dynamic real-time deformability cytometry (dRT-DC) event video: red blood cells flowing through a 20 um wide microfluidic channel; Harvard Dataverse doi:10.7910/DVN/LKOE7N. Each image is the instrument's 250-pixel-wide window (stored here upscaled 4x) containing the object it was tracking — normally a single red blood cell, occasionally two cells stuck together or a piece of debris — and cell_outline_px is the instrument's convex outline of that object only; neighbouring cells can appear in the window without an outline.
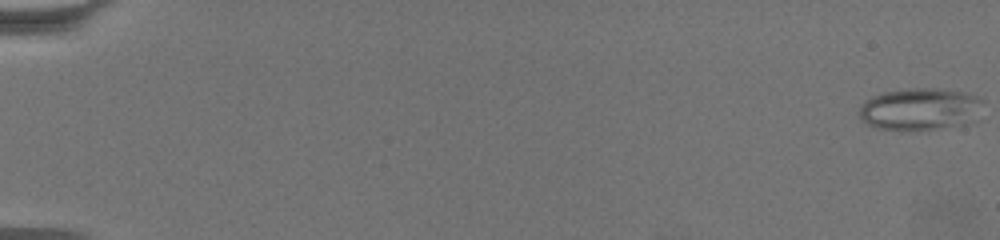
{"species": "common noctule bat (a hibernating species)", "species_latin": "Nyctalus noctula", "temperature_condition": "warm", "stored_images_in_passage": 64, "camera_frame_rate_fps": 3000, "um_per_image_px": 0.085, "animal": {"sex": "female", "body_mass_g": 19.5, "forearm_length_mm": 54.1}, "frame": {"image": 1, "passage_image": 1, "time_ms": 0.0, "image_size_px": [1000, 240], "cell_outline_px": [[984, 100], [968, 120], [960, 124], [908, 132], [876, 128], [868, 124], [860, 116], [860, 104], [872, 96], [884, 92], [912, 88], [940, 88], [964, 92], [976, 96]], "centroid_in_image_um": [78.09, 9.26], "position_along_channel_um": 6.9, "area_um2": 29.88}}
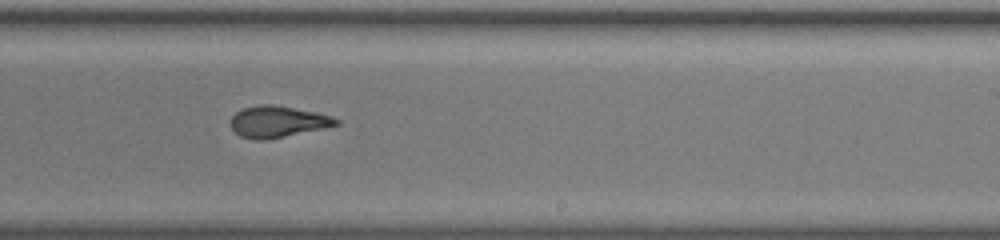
{"frame": {"image": 2, "passage_image": 42, "time_ms": 13.667, "image_size_px": [1000, 240], "cell_outline_px": [[340, 124], [268, 140], [256, 140], [240, 136], [232, 128], [232, 116], [236, 112], [244, 108], [256, 104], [272, 104], [316, 112], [332, 116], [340, 120]], "centroid_in_image_um": [23.61, 10.34], "position_along_channel_um": 265.4, "area_um2": 19.19}}
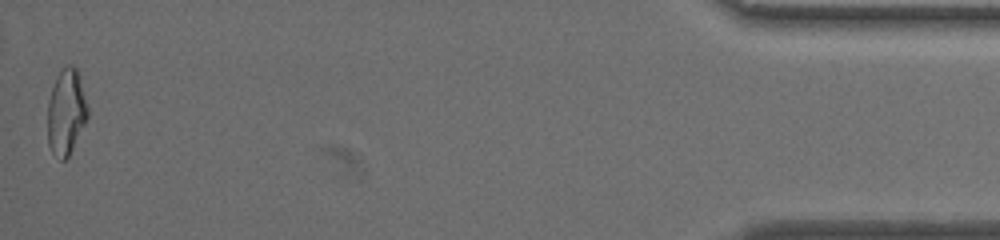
{"frame": {"image": 3, "passage_image": 64, "time_ms": 21.0, "image_size_px": [1000, 240], "cell_outline_px": [[88, 116], [68, 156], [64, 160], [60, 160], [52, 152], [48, 144], [48, 100], [56, 76], [64, 64], [72, 64], [76, 68], [80, 76], [88, 108]], "centroid_in_image_um": [5.62, 9.46], "position_along_channel_um": 429.6, "area_um2": 20.0}, "authors_computed_cell_mechanics": {"area_um2": 19.9699, "velocity_mm_per_s": 3.3734, "shape_relaxation_time_tau1_ms": null, "shape_relaxation_time_tau2_ms": 2.1443, "deformation_change_tau1": null, "deformation_change_tau2": 0.0952}}